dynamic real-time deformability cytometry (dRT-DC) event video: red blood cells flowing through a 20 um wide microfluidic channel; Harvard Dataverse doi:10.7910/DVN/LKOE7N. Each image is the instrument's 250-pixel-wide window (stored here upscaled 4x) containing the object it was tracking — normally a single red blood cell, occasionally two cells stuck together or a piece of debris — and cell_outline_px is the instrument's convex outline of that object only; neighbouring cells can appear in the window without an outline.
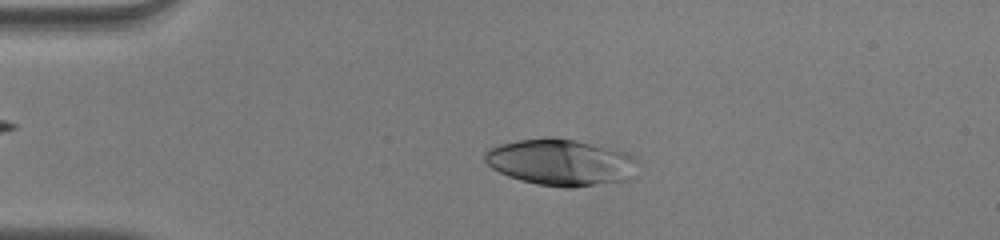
{"species": "human", "species_latin": "Homo sapiens", "temperature_condition": "warm", "stored_images_in_passage": 47, "camera_frame_rate_fps": 3000, "um_per_image_px": 0.085, "donor": {"sex": "male"}, "frame": {"image": 1, "passage_image": 8, "time_ms": 2.333, "image_size_px": [1000, 240], "cell_outline_px": [[640, 160], [628, 180], [572, 188], [564, 188], [536, 184], [520, 180], [508, 176], [492, 168], [484, 160], [484, 152], [488, 148], [500, 144], [516, 140], [544, 136], [556, 136], [576, 140], [612, 148], [628, 152]], "centroid_in_image_um": [47.67, 13.78], "position_along_channel_um": 37.3, "area_um2": 42.14}}
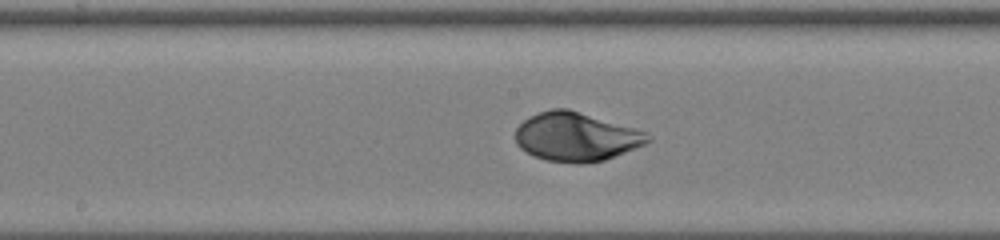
{"frame": {"image": 2, "passage_image": 23, "time_ms": 7.333, "image_size_px": [1000, 240], "cell_outline_px": [[652, 140], [644, 144], [604, 160], [584, 164], [576, 164], [544, 160], [520, 148], [516, 144], [516, 128], [528, 116], [552, 108], [568, 108], [648, 132], [652, 136]], "centroid_in_image_um": [48.97, 11.63], "position_along_channel_um": 199.2, "area_um2": 37.69}}
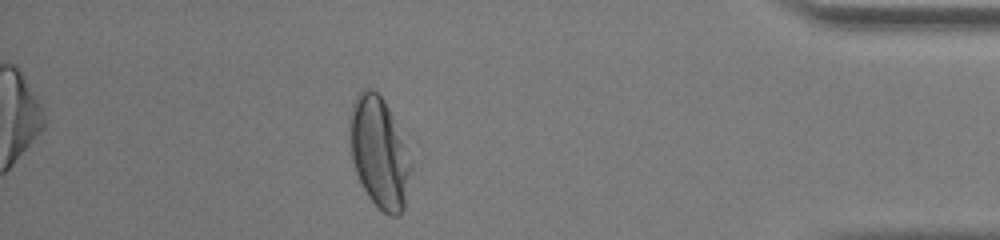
{"frame": {"image": 3, "passage_image": 41, "time_ms": 13.333, "image_size_px": [1000, 240], "cell_outline_px": [[412, 168], [404, 208], [396, 216], [388, 216], [368, 196], [356, 172], [352, 160], [348, 124], [348, 116], [352, 104], [356, 96], [364, 88], [368, 88], [376, 92], [384, 100], [392, 116], [412, 160]], "centroid_in_image_um": [32.22, 12.96], "position_along_channel_um": 403.0, "area_um2": 39.36}, "authors_computed_cell_mechanics": {"area_um2": 39.3618, "velocity_mm_per_s": 4.0632, "shape_relaxation_time_tau1_ms": 3.1909, "shape_relaxation_time_tau2_ms": null, "deformation_change_tau1": 0.2037, "deformation_change_tau2": null}}